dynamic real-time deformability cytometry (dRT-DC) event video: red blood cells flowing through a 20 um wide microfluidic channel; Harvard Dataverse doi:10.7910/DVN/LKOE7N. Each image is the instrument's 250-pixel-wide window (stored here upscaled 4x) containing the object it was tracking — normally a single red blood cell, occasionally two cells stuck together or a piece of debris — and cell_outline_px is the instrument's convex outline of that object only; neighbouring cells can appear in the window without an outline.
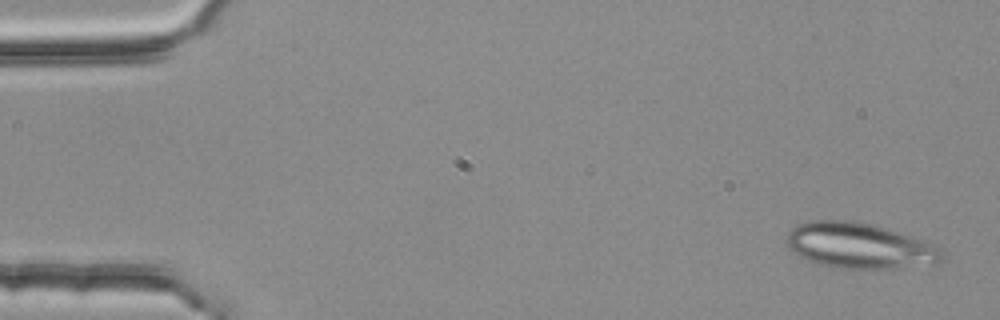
{"species": "common noctule bat (a hibernating species)", "species_latin": "Nyctalus noctula", "temperature_condition": "room temperature", "stored_images_in_passage": 4, "camera_frame_rate_fps": 3000, "um_per_image_px": 0.085, "animal": {"sex": "female", "body_mass_g": 25.1}, "frame": {"image": 1, "passage_image": 1, "time_ms": 0.0, "image_size_px": [1000, 320], "cell_outline_px": [[944, 260], [936, 264], [888, 268], [844, 268], [820, 264], [808, 260], [800, 256], [788, 244], [788, 232], [796, 224], [812, 220], [844, 220], [872, 224], [936, 244], [944, 252]], "centroid_in_image_um": [73.12, 20.88], "position_along_channel_um": 11.9, "area_um2": 40.86}}